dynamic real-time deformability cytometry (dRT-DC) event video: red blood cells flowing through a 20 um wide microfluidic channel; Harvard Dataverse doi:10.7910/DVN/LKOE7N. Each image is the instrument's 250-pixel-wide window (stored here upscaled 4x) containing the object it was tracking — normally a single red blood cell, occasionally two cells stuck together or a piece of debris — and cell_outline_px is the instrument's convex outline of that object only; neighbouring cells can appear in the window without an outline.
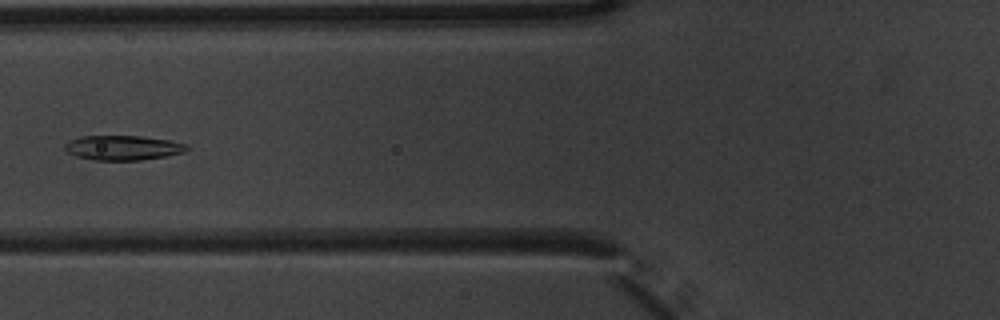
{"species": "common noctule bat (a hibernating species)", "species_latin": "Nyctalus noctula", "temperature_condition": "warm", "stored_images_in_passage": 6, "camera_frame_rate_fps": 3000, "um_per_image_px": 0.085, "animal": {"sex": "male", "body_mass_g": 20.1, "forearm_length_mm": 53.5}, "frame": {"image": 1, "passage_image": 6, "time_ms": 1.667, "image_size_px": [1000, 320], "cell_outline_px": [[192, 148], [184, 152], [168, 156], [140, 160], [92, 160], [76, 156], [68, 152], [64, 148], [64, 144], [68, 140], [80, 136], [140, 136], [168, 140], [188, 144]], "centroid_in_image_um": [10.46, 12.56], "position_along_channel_um": 115.3, "area_um2": 17.74}}